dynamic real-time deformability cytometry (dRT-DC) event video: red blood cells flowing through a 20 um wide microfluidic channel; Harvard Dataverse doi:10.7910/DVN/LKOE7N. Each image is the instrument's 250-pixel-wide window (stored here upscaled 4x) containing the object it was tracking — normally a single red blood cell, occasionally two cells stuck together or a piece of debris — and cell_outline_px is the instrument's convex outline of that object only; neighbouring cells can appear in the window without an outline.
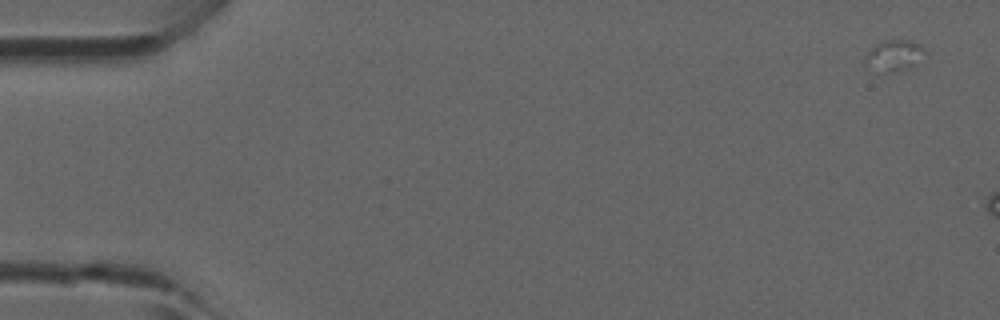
{"species": "common noctule bat (a hibernating species)", "species_latin": "Nyctalus noctula", "temperature_condition": "room temperature", "stored_images_in_passage": 7, "camera_frame_rate_fps": 3000, "um_per_image_px": 0.085, "animal": {"sex": "male", "forearm_length_mm": 52.5}, "frame": {"image": 1, "passage_image": 1, "time_ms": 0.0, "image_size_px": [1000, 320], "cell_outline_px": [[928, 52], [908, 68], [888, 72], [876, 72], [864, 64], [864, 60], [872, 48], [880, 40], [908, 40], [920, 44]], "centroid_in_image_um": [75.98, 4.71], "position_along_channel_um": 9.0, "area_um2": 10.75}}